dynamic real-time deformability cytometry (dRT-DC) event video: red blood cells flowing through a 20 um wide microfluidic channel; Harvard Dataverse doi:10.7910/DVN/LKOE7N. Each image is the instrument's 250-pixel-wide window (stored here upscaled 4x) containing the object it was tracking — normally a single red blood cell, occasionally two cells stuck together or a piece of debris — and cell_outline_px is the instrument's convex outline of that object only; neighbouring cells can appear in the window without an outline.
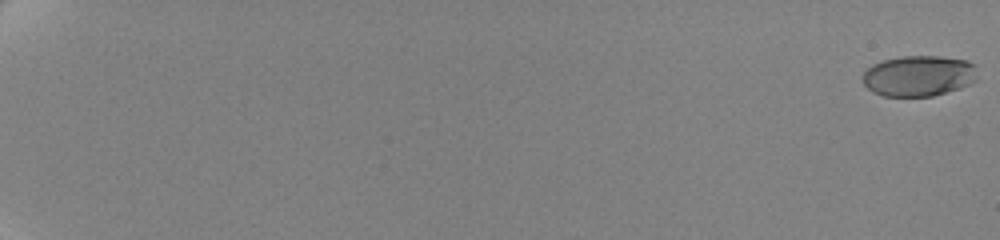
{"species": "human", "species_latin": "Homo sapiens", "temperature_condition": "cold", "stored_images_in_passage": 43, "camera_frame_rate_fps": 3000, "um_per_image_px": 0.085, "donor": {"sex": "female"}, "frame": {"image": 1, "passage_image": 1, "time_ms": 0.0, "image_size_px": [1000, 240], "cell_outline_px": [[976, 80], [960, 88], [932, 96], [884, 96], [872, 92], [864, 84], [860, 76], [872, 64], [884, 60], [900, 56], [940, 56], [968, 60], [976, 64]], "centroid_in_image_um": [78.08, 6.44], "position_along_channel_um": 6.9, "area_um2": 27.51}}
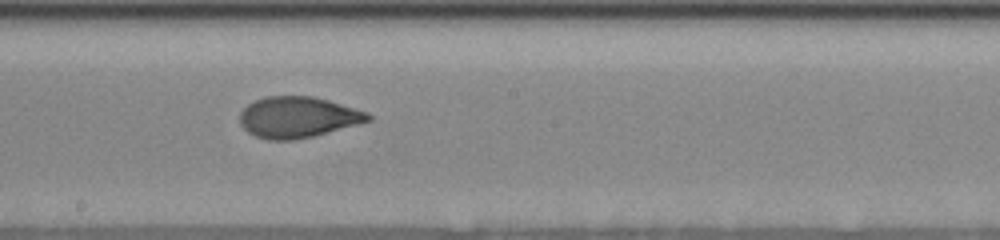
{"frame": {"image": 2, "passage_image": 24, "time_ms": 13.0, "image_size_px": [1000, 240], "cell_outline_px": [[372, 120], [312, 136], [292, 140], [268, 140], [256, 136], [248, 132], [240, 124], [240, 112], [248, 104], [256, 100], [268, 96], [312, 96], [328, 100], [368, 112], [372, 116]], "centroid_in_image_um": [25.31, 9.96], "position_along_channel_um": 222.9, "area_um2": 30.4}}
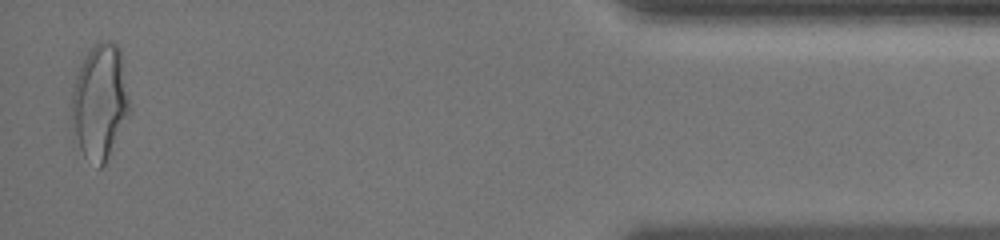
{"frame": {"image": 3, "passage_image": 42, "time_ms": 20.333, "image_size_px": [1000, 240], "cell_outline_px": [[132, 108], [104, 164], [100, 168], [84, 156], [72, 140], [72, 92], [76, 76], [88, 52], [100, 40], [108, 40], [116, 44], [120, 48]], "centroid_in_image_um": [8.49, 8.67], "position_along_channel_um": 426.7, "area_um2": 39.07}, "authors_computed_cell_mechanics": {"area_um2": 29.6514, "velocity_mm_per_s": 3.5062, "shape_relaxation_time_tau1_ms": 4.0005, "shape_relaxation_time_tau2_ms": 0.9474, "deformation_change_tau1": 0.147, "deformation_change_tau2": 0.0527}}